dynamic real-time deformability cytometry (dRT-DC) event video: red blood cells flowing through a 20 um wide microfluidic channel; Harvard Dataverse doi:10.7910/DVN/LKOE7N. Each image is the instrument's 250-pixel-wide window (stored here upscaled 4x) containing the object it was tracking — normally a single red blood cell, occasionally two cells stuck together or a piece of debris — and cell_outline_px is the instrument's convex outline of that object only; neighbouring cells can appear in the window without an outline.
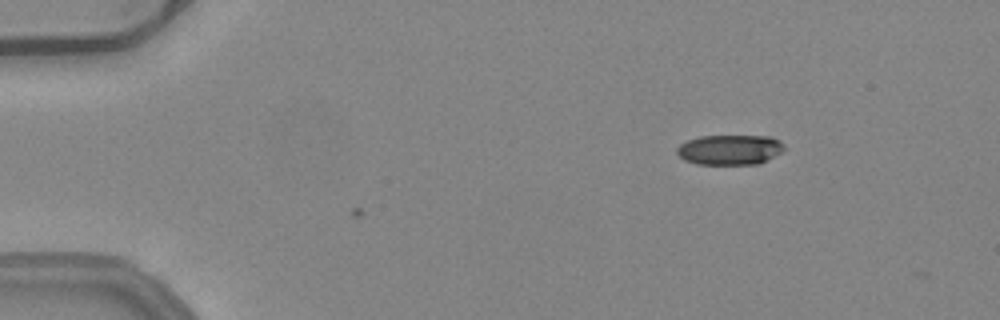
{"species": "common noctule bat (a hibernating species)", "species_latin": "Nyctalus noctula", "temperature_condition": "warm", "stored_images_in_passage": 12, "camera_frame_rate_fps": 3000, "um_per_image_px": 0.085, "animal": {"sex": "female", "body_mass_g": 24.6, "forearm_length_mm": 56.2}, "frame": {"image": 1, "passage_image": 12, "time_ms": 3.667, "image_size_px": [1000, 320], "cell_outline_px": [[784, 148], [780, 152], [756, 164], [696, 164], [684, 160], [676, 152], [676, 148], [680, 144], [688, 140], [700, 136], [772, 136], [780, 140], [784, 144]], "centroid_in_image_um": [62.0, 12.71], "position_along_channel_um": 23.0, "area_um2": 18.67}}